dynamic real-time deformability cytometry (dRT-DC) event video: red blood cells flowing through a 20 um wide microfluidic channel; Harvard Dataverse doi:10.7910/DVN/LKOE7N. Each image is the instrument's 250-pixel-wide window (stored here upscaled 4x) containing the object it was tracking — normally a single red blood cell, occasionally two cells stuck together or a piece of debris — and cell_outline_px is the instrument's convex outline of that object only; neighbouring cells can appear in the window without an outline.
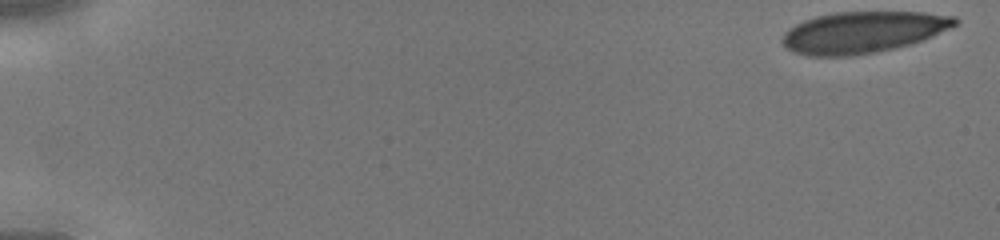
{"species": "human", "species_latin": "Homo sapiens", "temperature_condition": "cold", "stored_images_in_passage": 44, "camera_frame_rate_fps": 3000, "um_per_image_px": 0.085, "donor": {"sex": "male"}, "frame": {"image": 1, "passage_image": 1, "time_ms": 0.0, "image_size_px": [1000, 240], "cell_outline_px": [[960, 20], [952, 28], [924, 40], [876, 52], [852, 56], [808, 56], [792, 52], [780, 40], [784, 32], [788, 28], [804, 20], [816, 16], [836, 12], [924, 12], [956, 16]], "centroid_in_image_um": [73.36, 2.73], "position_along_channel_um": 11.6, "area_um2": 41.96}}
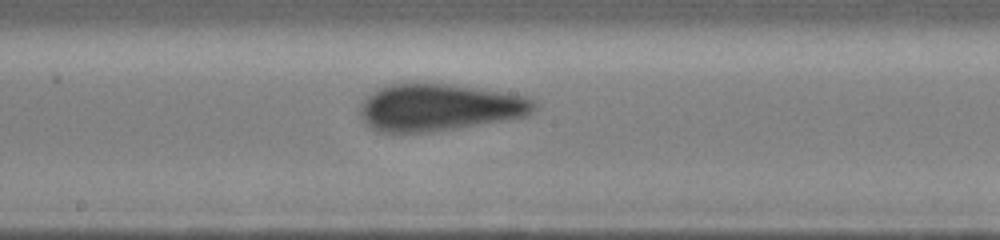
{"frame": {"image": 2, "passage_image": 25, "time_ms": 8.0, "image_size_px": [1000, 240], "cell_outline_px": [[536, 108], [528, 116], [452, 128], [420, 132], [384, 132], [372, 128], [364, 120], [360, 112], [360, 108], [364, 100], [376, 88], [392, 84], [412, 80], [452, 84], [508, 92], [528, 96], [536, 100]], "centroid_in_image_um": [37.36, 9.07], "position_along_channel_um": 210.8, "area_um2": 48.15}}
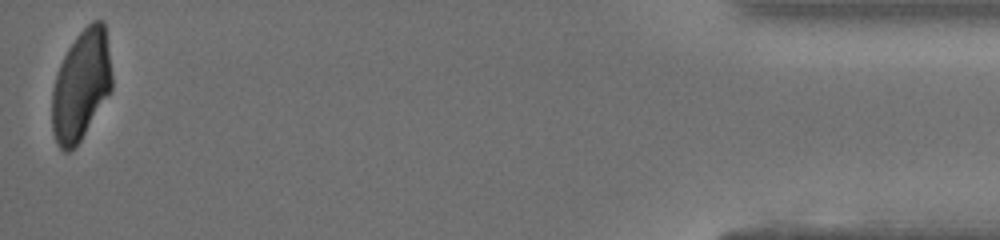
{"frame": {"image": 3, "passage_image": 44, "time_ms": 14.333, "image_size_px": [1000, 240], "cell_outline_px": [[112, 88], [80, 140], [68, 152], [64, 152], [56, 144], [52, 132], [52, 88], [60, 64], [68, 48], [76, 36], [92, 20], [104, 20], [112, 76]], "centroid_in_image_um": [6.88, 7.23], "position_along_channel_um": 428.3, "area_um2": 38.15}}